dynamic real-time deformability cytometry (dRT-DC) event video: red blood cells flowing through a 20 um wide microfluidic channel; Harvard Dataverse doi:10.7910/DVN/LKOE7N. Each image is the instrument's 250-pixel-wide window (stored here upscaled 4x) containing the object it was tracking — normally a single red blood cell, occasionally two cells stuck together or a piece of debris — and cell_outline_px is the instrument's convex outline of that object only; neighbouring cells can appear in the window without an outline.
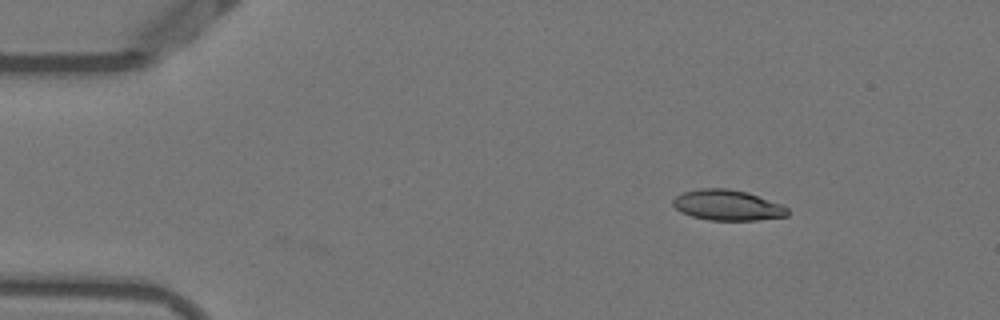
{"species": "Egyptian fruit bat (a non-hibernating species)", "species_latin": "Rousettus aegyptiacus", "temperature_condition": "warm", "stored_images_in_passage": 47, "camera_frame_rate_fps": 3000, "um_per_image_px": 0.085, "animal": {"sex": "female"}, "frame": {"image": 1, "passage_image": 1, "time_ms": 0.0, "image_size_px": [1000, 320], "cell_outline_px": [[788, 216], [756, 220], [708, 220], [692, 216], [680, 212], [672, 204], [672, 200], [676, 196], [684, 192], [700, 188], [728, 188], [748, 192], [780, 204], [788, 208]], "centroid_in_image_um": [61.82, 17.44], "position_along_channel_um": 23.2, "area_um2": 20.4}}
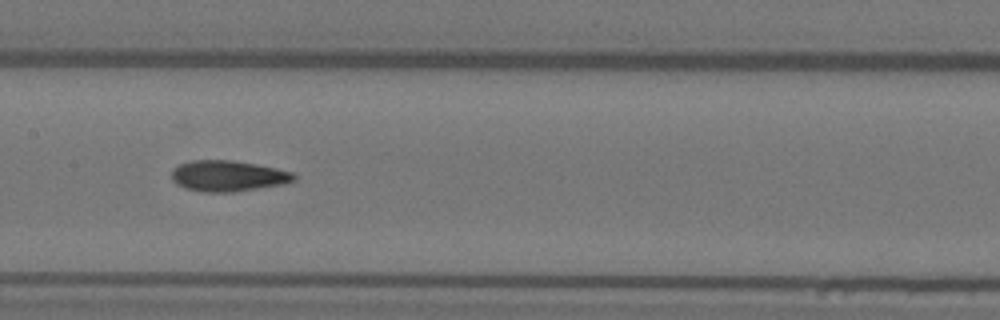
{"frame": {"image": 2, "passage_image": 20, "time_ms": 6.333, "image_size_px": [1000, 320], "cell_outline_px": [[296, 180], [284, 184], [232, 192], [200, 192], [184, 188], [176, 184], [172, 180], [172, 168], [180, 164], [192, 160], [232, 160], [256, 164], [276, 168], [292, 172], [296, 176]], "centroid_in_image_um": [19.36, 14.96], "position_along_channel_um": 188.0, "area_um2": 22.14}}
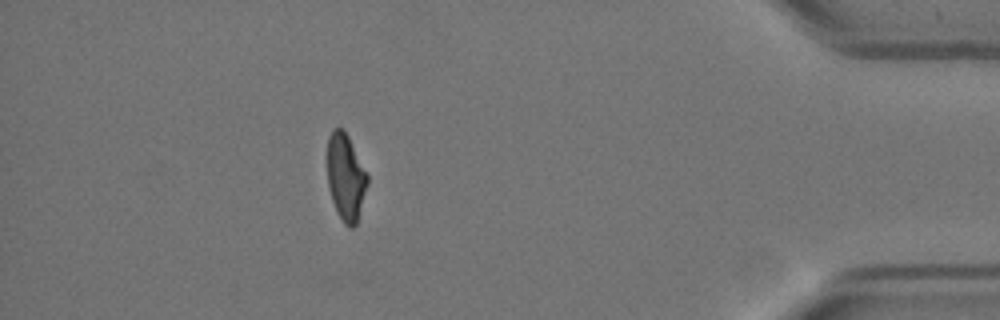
{"frame": {"image": 3, "passage_image": 41, "time_ms": 13.333, "image_size_px": [1000, 320], "cell_outline_px": [[368, 184], [356, 224], [352, 228], [348, 228], [344, 224], [336, 212], [328, 188], [328, 136], [332, 128], [344, 128], [368, 176]], "centroid_in_image_um": [29.38, 15.07], "position_along_channel_um": 405.8, "area_um2": 20.23}, "authors_computed_cell_mechanics": {"area_um2": 21.5016, "velocity_mm_per_s": 3.8122, "shape_relaxation_time_tau1_ms": null, "shape_relaxation_time_tau2_ms": 1.4975, "deformation_change_tau1": null, "deformation_change_tau2": 0.0836}}